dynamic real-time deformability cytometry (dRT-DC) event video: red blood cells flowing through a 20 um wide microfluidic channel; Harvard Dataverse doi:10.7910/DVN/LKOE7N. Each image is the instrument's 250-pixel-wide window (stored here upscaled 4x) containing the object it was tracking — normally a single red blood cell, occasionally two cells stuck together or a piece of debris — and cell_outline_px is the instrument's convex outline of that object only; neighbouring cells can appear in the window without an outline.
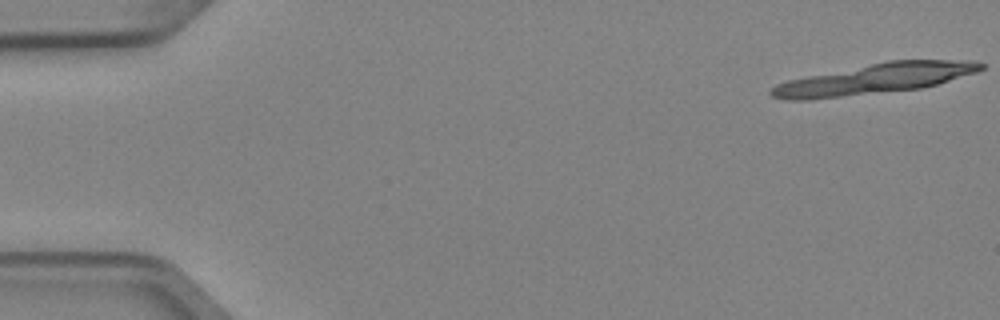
{"species": "Egyptian fruit bat (a non-hibernating species)", "species_latin": "Rousettus aegyptiacus", "temperature_condition": "cold", "stored_images_in_passage": 5, "camera_frame_rate_fps": 3000, "um_per_image_px": 0.085, "animal": {"sex": "female"}, "frame": {"image": 1, "passage_image": 1, "time_ms": 0.0, "image_size_px": [1000, 320], "cell_outline_px": [[984, 68], [976, 72], [924, 88], [808, 100], [788, 100], [772, 96], [768, 92], [776, 84], [788, 80], [888, 60], [972, 60], [984, 64]], "centroid_in_image_um": [74.36, 6.7], "position_along_channel_um": 10.6, "area_um2": 36.82}}
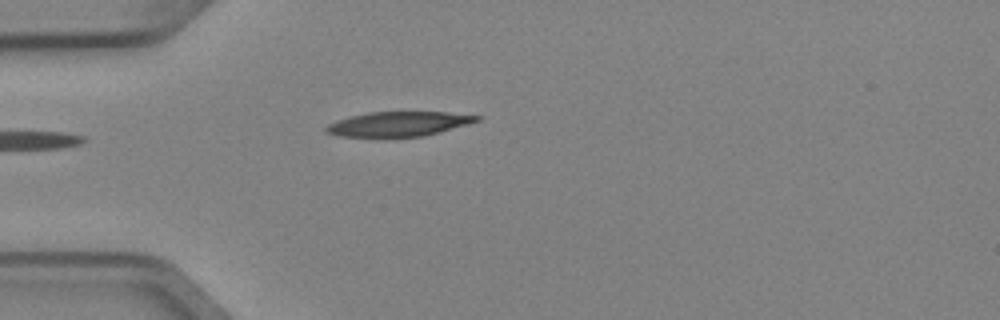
{"frame": {"image": 2, "passage_image": 5, "time_ms": 1.333, "image_size_px": [1000, 320], "cell_outline_px": [[480, 120], [468, 124], [440, 132], [424, 136], [384, 140], [380, 140], [340, 136], [324, 132], [324, 128], [328, 124], [336, 120], [368, 112], [448, 112], [480, 116]], "centroid_in_image_um": [33.79, 10.59], "position_along_channel_um": 51.2, "area_um2": 22.66}}